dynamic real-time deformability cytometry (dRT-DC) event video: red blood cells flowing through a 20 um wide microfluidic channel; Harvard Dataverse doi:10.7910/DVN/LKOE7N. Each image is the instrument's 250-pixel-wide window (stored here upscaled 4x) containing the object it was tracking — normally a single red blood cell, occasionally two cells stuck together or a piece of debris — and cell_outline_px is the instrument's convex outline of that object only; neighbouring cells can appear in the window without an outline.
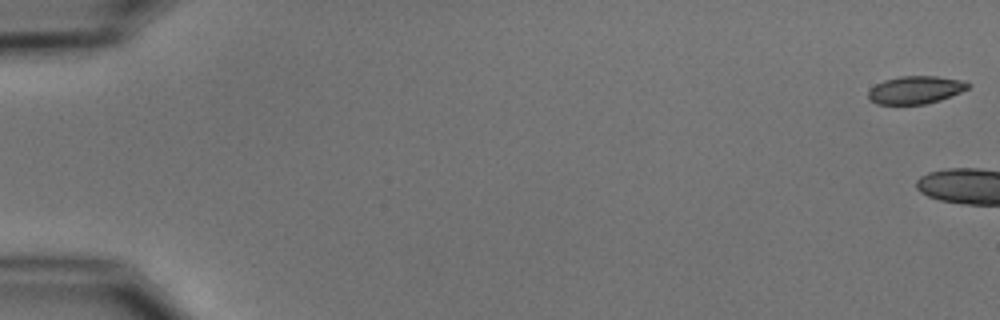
{"species": "common noctule bat (a hibernating species)", "species_latin": "Nyctalus noctula", "temperature_condition": "cold", "stored_images_in_passage": 6, "camera_frame_rate_fps": 3000, "um_per_image_px": 0.085, "animal": {"sex": "male", "body_mass_g": 15.6}, "frame": {"image": 1, "passage_image": 1, "time_ms": 0.0, "image_size_px": [1000, 320], "cell_outline_px": [[972, 84], [968, 88], [960, 92], [940, 100], [924, 104], [876, 104], [868, 100], [868, 92], [876, 84], [884, 80], [900, 76], [936, 76], [964, 80]], "centroid_in_image_um": [77.82, 7.64], "position_along_channel_um": 7.2, "area_um2": 16.18}}